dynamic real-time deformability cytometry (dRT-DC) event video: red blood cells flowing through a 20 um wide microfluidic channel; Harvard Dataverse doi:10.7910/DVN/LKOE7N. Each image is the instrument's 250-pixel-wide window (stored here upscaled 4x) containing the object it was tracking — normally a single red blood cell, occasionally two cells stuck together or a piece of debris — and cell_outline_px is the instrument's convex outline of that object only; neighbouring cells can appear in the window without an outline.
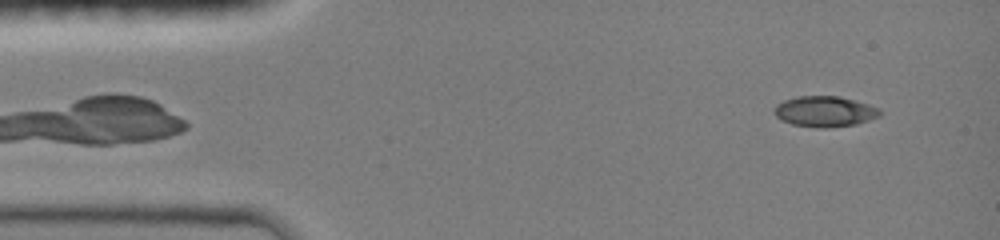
{"species": "common noctule bat (a hibernating species)", "species_latin": "Nyctalus noctula", "temperature_condition": "room temperature", "stored_images_in_passage": 7, "camera_frame_rate_fps": 3000, "um_per_image_px": 0.085, "animal": {"sex": "female", "body_mass_g": 19.0, "forearm_length_mm": 51.5}, "frame": {"image": 1, "passage_image": 7, "time_ms": 3.667, "image_size_px": [1000, 240], "cell_outline_px": [[880, 116], [856, 124], [824, 128], [816, 128], [792, 124], [780, 120], [772, 112], [776, 104], [784, 100], [796, 96], [840, 96], [868, 104], [880, 108]], "centroid_in_image_um": [70.07, 9.47], "position_along_channel_um": 14.9, "area_um2": 19.02}}